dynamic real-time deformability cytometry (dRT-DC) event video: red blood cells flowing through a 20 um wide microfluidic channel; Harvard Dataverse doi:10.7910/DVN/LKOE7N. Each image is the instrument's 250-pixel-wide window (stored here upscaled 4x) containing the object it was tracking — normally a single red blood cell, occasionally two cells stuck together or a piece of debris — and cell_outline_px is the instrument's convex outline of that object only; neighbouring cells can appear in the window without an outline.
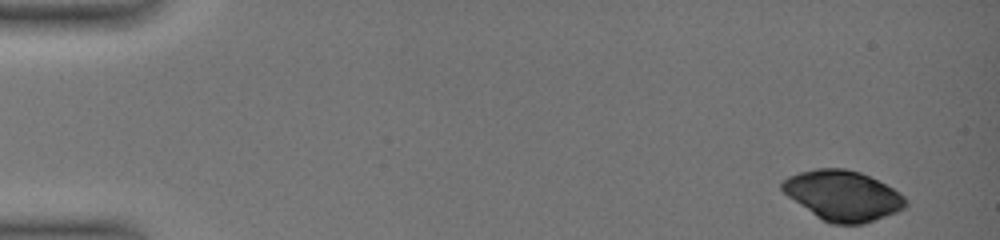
{"species": "common noctule bat (a hibernating species)", "species_latin": "Nyctalus noctula", "temperature_condition": "warm", "stored_images_in_passage": 48, "camera_frame_rate_fps": 3000, "um_per_image_px": 0.085, "animal": {"sex": "female", "body_mass_g": 19.0, "forearm_length_mm": 51.5}, "frame": {"image": 1, "passage_image": 1, "time_ms": 0.0, "image_size_px": [1000, 240], "cell_outline_px": [[908, 204], [904, 208], [896, 212], [864, 224], [828, 224], [816, 216], [788, 196], [780, 188], [780, 184], [788, 176], [800, 172], [816, 168], [844, 168], [860, 172], [900, 192], [908, 200]], "centroid_in_image_um": [71.64, 16.63], "position_along_channel_um": 13.4, "area_um2": 35.89}}